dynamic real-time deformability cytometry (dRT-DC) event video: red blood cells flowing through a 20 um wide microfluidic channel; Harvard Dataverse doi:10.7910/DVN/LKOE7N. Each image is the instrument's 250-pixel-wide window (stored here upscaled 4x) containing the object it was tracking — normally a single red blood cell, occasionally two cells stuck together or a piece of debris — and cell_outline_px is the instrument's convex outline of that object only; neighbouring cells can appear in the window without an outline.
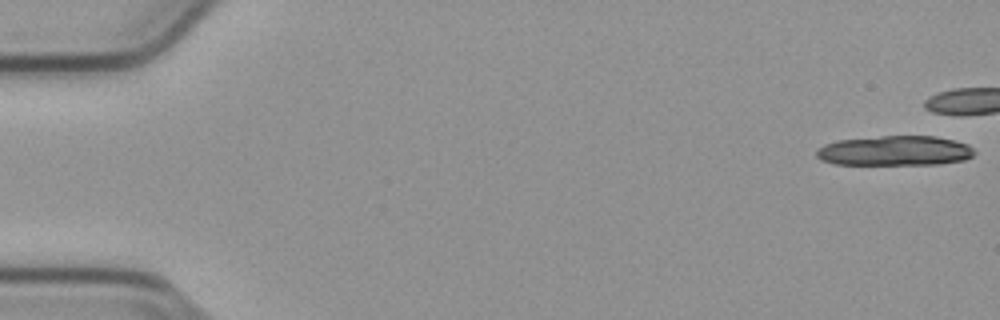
{"species": "common noctule bat (a hibernating species)", "species_latin": "Nyctalus noctula", "temperature_condition": "cold", "stored_images_in_passage": 9, "camera_frame_rate_fps": 3000, "um_per_image_px": 0.085, "animal": {"sex": "male", "body_mass_g": 23.1, "forearm_length_mm": 52.7}, "frame": {"image": 1, "passage_image": 1, "time_ms": 0.0, "image_size_px": [1000, 320], "cell_outline_px": [[976, 152], [972, 156], [964, 160], [940, 164], [832, 164], [820, 160], [816, 156], [816, 152], [824, 144], [836, 140], [880, 136], [936, 136], [968, 144]], "centroid_in_image_um": [76.05, 12.81], "position_along_channel_um": 9.0, "area_um2": 27.57}}